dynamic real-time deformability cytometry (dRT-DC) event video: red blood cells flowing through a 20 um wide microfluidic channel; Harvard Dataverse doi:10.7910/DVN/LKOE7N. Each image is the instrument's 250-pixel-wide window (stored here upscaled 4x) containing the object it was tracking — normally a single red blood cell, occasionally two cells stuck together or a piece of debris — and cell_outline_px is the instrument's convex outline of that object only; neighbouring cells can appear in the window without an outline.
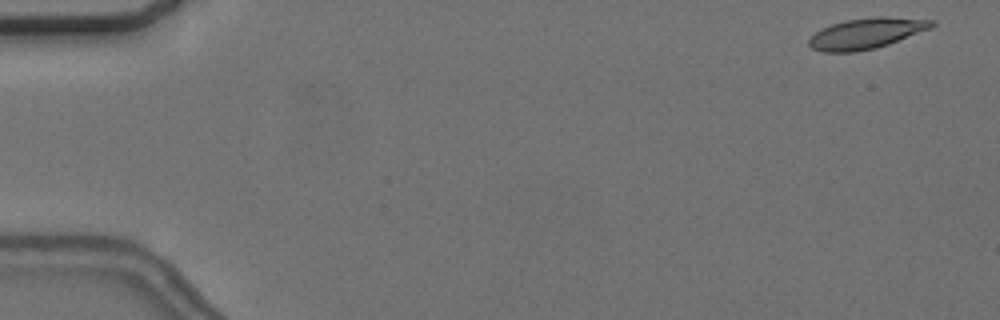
{"species": "common noctule bat (a hibernating species)", "species_latin": "Nyctalus noctula", "temperature_condition": "cold", "stored_images_in_passage": 9, "camera_frame_rate_fps": 3000, "um_per_image_px": 0.085, "animal": {"sex": "female", "body_mass_g": 24.6, "forearm_length_mm": 56.2}, "frame": {"image": 1, "passage_image": 1, "time_ms": 0.0, "image_size_px": [1000, 320], "cell_outline_px": [[936, 24], [932, 28], [888, 44], [876, 48], [856, 52], [820, 52], [812, 48], [808, 44], [808, 40], [816, 32], [832, 24], [848, 20], [872, 16], [884, 16], [936, 20]], "centroid_in_image_um": [73.68, 2.84], "position_along_channel_um": 11.3, "area_um2": 22.02}}